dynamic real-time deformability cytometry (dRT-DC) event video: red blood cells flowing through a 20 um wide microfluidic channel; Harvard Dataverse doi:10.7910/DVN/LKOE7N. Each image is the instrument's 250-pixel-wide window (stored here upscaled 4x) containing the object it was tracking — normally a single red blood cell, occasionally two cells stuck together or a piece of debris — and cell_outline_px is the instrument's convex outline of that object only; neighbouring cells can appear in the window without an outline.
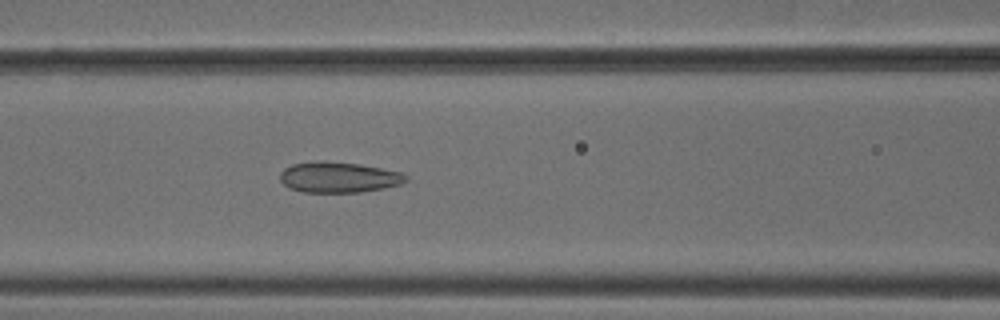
{"species": "common noctule bat (a hibernating species)", "species_latin": "Nyctalus noctula", "temperature_condition": "cold", "stored_images_in_passage": 48, "camera_frame_rate_fps": 3000, "um_per_image_px": 0.085, "animal": {"sex": "male", "body_mass_g": 18.8}, "frame": {"image": 1, "passage_image": 18, "time_ms": 5.667, "image_size_px": [1000, 320], "cell_outline_px": [[408, 180], [400, 184], [384, 188], [360, 192], [304, 192], [288, 188], [280, 180], [280, 172], [284, 168], [292, 164], [320, 160], [324, 160], [360, 164], [404, 172], [408, 176]], "centroid_in_image_um": [28.8, 15.05], "position_along_channel_um": 137.8, "area_um2": 22.77}}
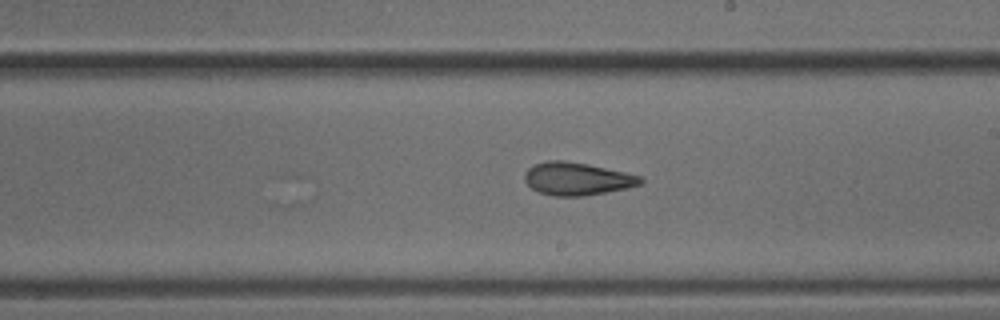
{"frame": {"image": 2, "passage_image": 26, "time_ms": 8.333, "image_size_px": [1000, 320], "cell_outline_px": [[644, 180], [640, 184], [628, 188], [584, 196], [552, 196], [540, 192], [532, 188], [524, 180], [524, 172], [528, 168], [536, 164], [548, 160], [560, 160], [588, 164], [624, 172], [640, 176]], "centroid_in_image_um": [49.03, 15.2], "position_along_channel_um": 240.0, "area_um2": 22.02}}
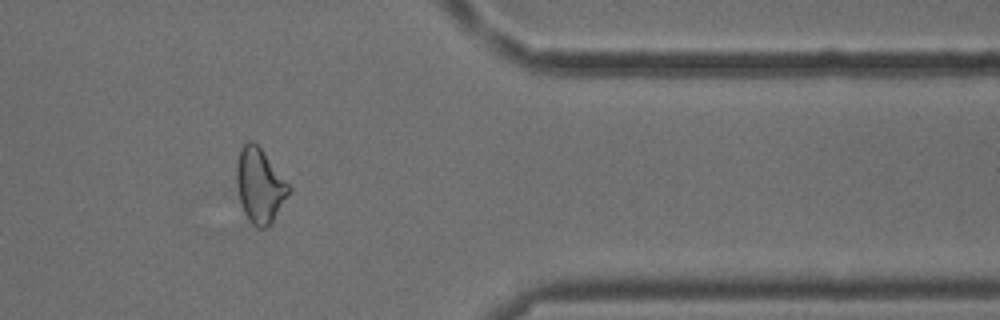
{"frame": {"image": 3, "passage_image": 39, "time_ms": 12.667, "image_size_px": [1000, 320], "cell_outline_px": [[292, 188], [272, 224], [264, 228], [256, 228], [248, 220], [240, 204], [236, 188], [236, 164], [240, 148], [248, 140], [252, 140], [260, 148]], "centroid_in_image_um": [22.05, 15.81], "position_along_channel_um": 389.3, "area_um2": 22.83}, "authors_computed_cell_mechanics": {"area_um2": 23.2645, "velocity_mm_per_s": 3.823, "shape_relaxation_time_tau1_ms": 11.1188, "shape_relaxation_time_tau2_ms": 2.8918, "deformation_change_tau1": 0.1711, "deformation_change_tau2": 0.0893}}